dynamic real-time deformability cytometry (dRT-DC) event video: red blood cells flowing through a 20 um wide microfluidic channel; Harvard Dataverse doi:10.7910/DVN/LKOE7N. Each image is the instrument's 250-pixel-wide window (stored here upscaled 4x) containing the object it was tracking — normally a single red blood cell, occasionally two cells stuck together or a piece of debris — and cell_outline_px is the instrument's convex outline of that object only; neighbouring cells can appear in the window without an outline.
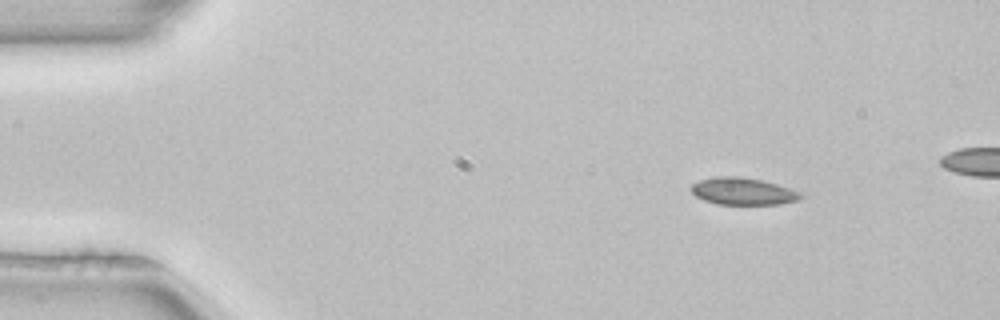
{"species": "common noctule bat (a hibernating species)", "species_latin": "Nyctalus noctula", "temperature_condition": "room temperature", "stored_images_in_passage": 4, "camera_frame_rate_fps": 3000, "um_per_image_px": 0.085, "animal": {"sex": "female", "body_mass_g": 22.7, "forearm_length_mm": 54.2}, "frame": {"image": 1, "passage_image": 1, "time_ms": 0.0, "image_size_px": [1000, 320], "cell_outline_px": [[804, 196], [800, 200], [780, 204], [716, 204], [704, 200], [696, 196], [688, 188], [692, 184], [700, 180], [716, 176], [740, 176], [764, 180], [800, 192]], "centroid_in_image_um": [63.14, 16.25], "position_along_channel_um": 21.9, "area_um2": 17.46}}